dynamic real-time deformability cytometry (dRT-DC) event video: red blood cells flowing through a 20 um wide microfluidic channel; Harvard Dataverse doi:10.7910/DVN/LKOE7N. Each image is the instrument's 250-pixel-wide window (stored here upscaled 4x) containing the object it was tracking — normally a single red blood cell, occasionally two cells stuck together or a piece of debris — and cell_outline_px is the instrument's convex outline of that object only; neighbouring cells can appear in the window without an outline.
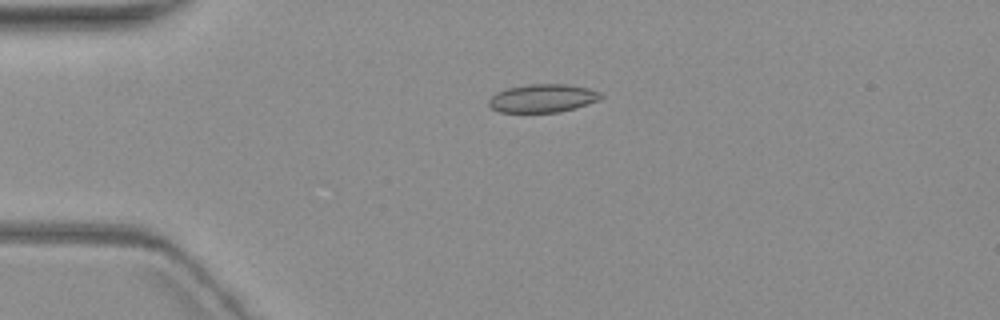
{"species": "common noctule bat (a hibernating species)", "species_latin": "Nyctalus noctula", "temperature_condition": "warm", "stored_images_in_passage": 3, "camera_frame_rate_fps": 3000, "um_per_image_px": 0.085, "animal": {"sex": "female", "body_mass_g": 19.3, "forearm_length_mm": 54.1}, "frame": {"image": 1, "passage_image": 1, "time_ms": 0.0, "image_size_px": [1000, 320], "cell_outline_px": [[604, 96], [600, 100], [576, 108], [560, 112], [500, 112], [492, 108], [488, 104], [488, 100], [496, 92], [504, 88], [528, 84], [568, 84], [588, 88], [600, 92]], "centroid_in_image_um": [46.14, 8.34], "position_along_channel_um": 38.9, "area_um2": 18.67}}
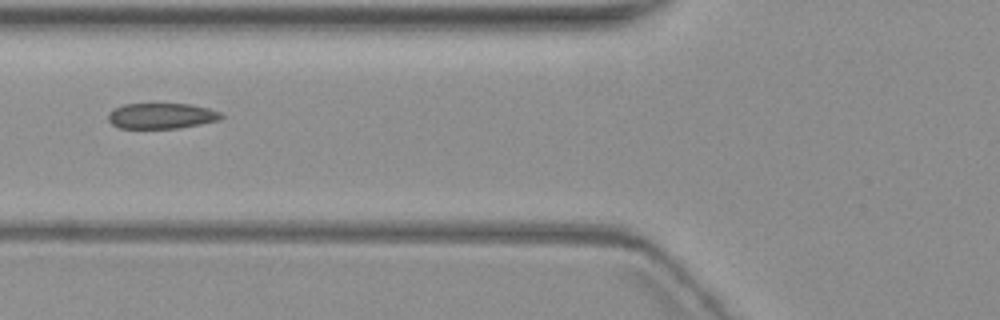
{"frame": {"image": 2, "passage_image": 3, "time_ms": 3.0, "image_size_px": [1000, 320], "cell_outline_px": [[224, 116], [220, 120], [180, 128], [120, 128], [112, 124], [108, 120], [108, 112], [112, 108], [124, 104], [192, 104], [208, 108], [220, 112]], "centroid_in_image_um": [13.71, 9.84], "position_along_channel_um": 112.1, "area_um2": 16.99}}